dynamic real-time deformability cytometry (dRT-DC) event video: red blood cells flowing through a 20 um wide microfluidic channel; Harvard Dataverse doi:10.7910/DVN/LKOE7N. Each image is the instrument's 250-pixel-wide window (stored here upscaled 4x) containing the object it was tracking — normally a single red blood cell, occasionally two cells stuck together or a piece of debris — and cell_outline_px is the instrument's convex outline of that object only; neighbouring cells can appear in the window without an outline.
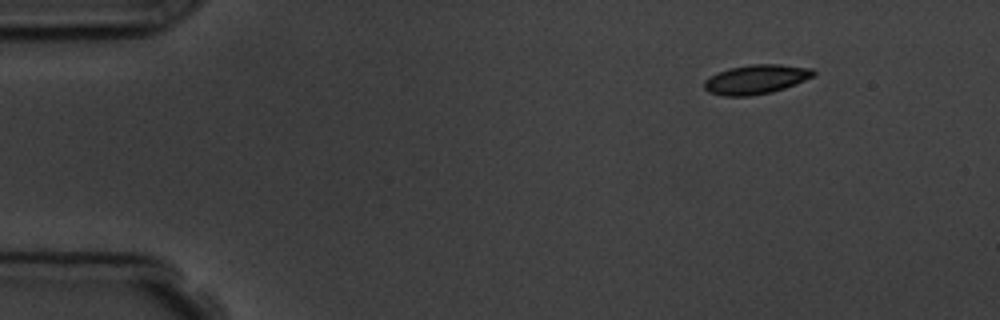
{"species": "common noctule bat (a hibernating species)", "species_latin": "Nyctalus noctula", "temperature_condition": "room temperature", "stored_images_in_passage": 5, "camera_frame_rate_fps": 3000, "um_per_image_px": 0.085, "animal": {"sex": "male", "body_mass_g": 19.5, "forearm_length_mm": 54.6}, "frame": {"image": 1, "passage_image": 1, "time_ms": 0.0, "image_size_px": [1000, 320], "cell_outline_px": [[816, 76], [784, 88], [772, 92], [748, 96], [724, 96], [708, 92], [704, 88], [704, 80], [716, 72], [728, 68], [752, 64], [780, 64], [812, 68], [816, 72]], "centroid_in_image_um": [64.26, 6.74], "position_along_channel_um": 20.7, "area_um2": 18.84}}
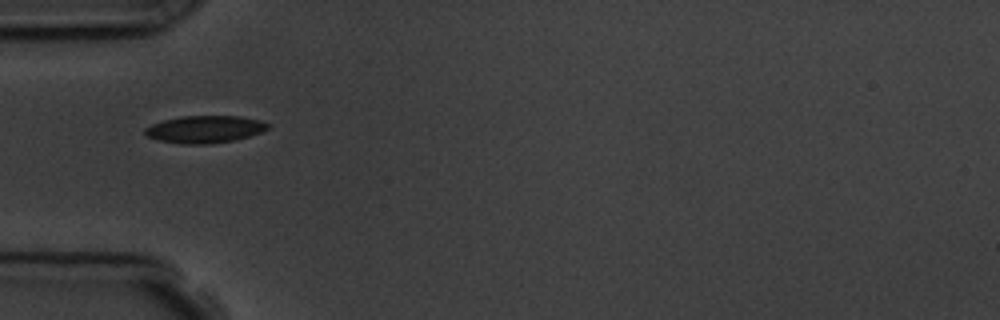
{"frame": {"image": 2, "passage_image": 4, "time_ms": 3.667, "image_size_px": [1000, 320], "cell_outline_px": [[268, 128], [260, 132], [236, 140], [208, 144], [180, 144], [160, 140], [148, 136], [144, 132], [144, 128], [152, 124], [164, 120], [180, 116], [240, 116], [260, 120], [268, 124]], "centroid_in_image_um": [17.39, 10.98], "position_along_channel_um": 67.6, "area_um2": 19.42}}